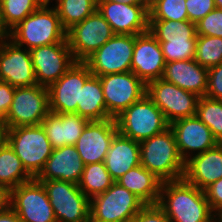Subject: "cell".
Listing matches in <instances>:
<instances>
[{
  "label": "cell",
  "mask_w": 222,
  "mask_h": 222,
  "mask_svg": "<svg viewBox=\"0 0 222 222\" xmlns=\"http://www.w3.org/2000/svg\"><path fill=\"white\" fill-rule=\"evenodd\" d=\"M157 205L171 222H214L217 218L204 191L184 178L162 182Z\"/></svg>",
  "instance_id": "cell-1"
},
{
  "label": "cell",
  "mask_w": 222,
  "mask_h": 222,
  "mask_svg": "<svg viewBox=\"0 0 222 222\" xmlns=\"http://www.w3.org/2000/svg\"><path fill=\"white\" fill-rule=\"evenodd\" d=\"M140 164L162 182L182 179L185 162L180 157L170 126L140 142Z\"/></svg>",
  "instance_id": "cell-2"
},
{
  "label": "cell",
  "mask_w": 222,
  "mask_h": 222,
  "mask_svg": "<svg viewBox=\"0 0 222 222\" xmlns=\"http://www.w3.org/2000/svg\"><path fill=\"white\" fill-rule=\"evenodd\" d=\"M8 38L15 44L31 50L43 45L63 42L66 30L62 27L55 7L43 3L8 32Z\"/></svg>",
  "instance_id": "cell-3"
},
{
  "label": "cell",
  "mask_w": 222,
  "mask_h": 222,
  "mask_svg": "<svg viewBox=\"0 0 222 222\" xmlns=\"http://www.w3.org/2000/svg\"><path fill=\"white\" fill-rule=\"evenodd\" d=\"M7 143L33 178L43 169L53 150L41 124L8 128Z\"/></svg>",
  "instance_id": "cell-4"
},
{
  "label": "cell",
  "mask_w": 222,
  "mask_h": 222,
  "mask_svg": "<svg viewBox=\"0 0 222 222\" xmlns=\"http://www.w3.org/2000/svg\"><path fill=\"white\" fill-rule=\"evenodd\" d=\"M115 120L118 132L137 142L161 133L169 127L162 111L147 94L125 109Z\"/></svg>",
  "instance_id": "cell-5"
},
{
  "label": "cell",
  "mask_w": 222,
  "mask_h": 222,
  "mask_svg": "<svg viewBox=\"0 0 222 222\" xmlns=\"http://www.w3.org/2000/svg\"><path fill=\"white\" fill-rule=\"evenodd\" d=\"M144 206L132 192L114 182L105 192L90 199V222L133 220Z\"/></svg>",
  "instance_id": "cell-6"
},
{
  "label": "cell",
  "mask_w": 222,
  "mask_h": 222,
  "mask_svg": "<svg viewBox=\"0 0 222 222\" xmlns=\"http://www.w3.org/2000/svg\"><path fill=\"white\" fill-rule=\"evenodd\" d=\"M43 184L57 222H90V199L75 183L60 180Z\"/></svg>",
  "instance_id": "cell-7"
},
{
  "label": "cell",
  "mask_w": 222,
  "mask_h": 222,
  "mask_svg": "<svg viewBox=\"0 0 222 222\" xmlns=\"http://www.w3.org/2000/svg\"><path fill=\"white\" fill-rule=\"evenodd\" d=\"M49 112L47 87L38 84L15 87L13 100L3 122L7 128L39 125Z\"/></svg>",
  "instance_id": "cell-8"
},
{
  "label": "cell",
  "mask_w": 222,
  "mask_h": 222,
  "mask_svg": "<svg viewBox=\"0 0 222 222\" xmlns=\"http://www.w3.org/2000/svg\"><path fill=\"white\" fill-rule=\"evenodd\" d=\"M114 35L98 9L66 31L69 48L76 62H85Z\"/></svg>",
  "instance_id": "cell-9"
},
{
  "label": "cell",
  "mask_w": 222,
  "mask_h": 222,
  "mask_svg": "<svg viewBox=\"0 0 222 222\" xmlns=\"http://www.w3.org/2000/svg\"><path fill=\"white\" fill-rule=\"evenodd\" d=\"M9 206L22 222H57L47 192L35 178L9 191Z\"/></svg>",
  "instance_id": "cell-10"
},
{
  "label": "cell",
  "mask_w": 222,
  "mask_h": 222,
  "mask_svg": "<svg viewBox=\"0 0 222 222\" xmlns=\"http://www.w3.org/2000/svg\"><path fill=\"white\" fill-rule=\"evenodd\" d=\"M146 94L162 111L169 124L181 118L196 116L200 97L163 78L149 82Z\"/></svg>",
  "instance_id": "cell-11"
},
{
  "label": "cell",
  "mask_w": 222,
  "mask_h": 222,
  "mask_svg": "<svg viewBox=\"0 0 222 222\" xmlns=\"http://www.w3.org/2000/svg\"><path fill=\"white\" fill-rule=\"evenodd\" d=\"M99 78L107 113L114 119L146 95L147 85L131 71L106 74Z\"/></svg>",
  "instance_id": "cell-12"
},
{
  "label": "cell",
  "mask_w": 222,
  "mask_h": 222,
  "mask_svg": "<svg viewBox=\"0 0 222 222\" xmlns=\"http://www.w3.org/2000/svg\"><path fill=\"white\" fill-rule=\"evenodd\" d=\"M135 35L115 34L96 50L85 63L92 75L125 73L131 71Z\"/></svg>",
  "instance_id": "cell-13"
},
{
  "label": "cell",
  "mask_w": 222,
  "mask_h": 222,
  "mask_svg": "<svg viewBox=\"0 0 222 222\" xmlns=\"http://www.w3.org/2000/svg\"><path fill=\"white\" fill-rule=\"evenodd\" d=\"M37 84L49 87L76 62L67 38L60 43L43 45L30 50Z\"/></svg>",
  "instance_id": "cell-14"
},
{
  "label": "cell",
  "mask_w": 222,
  "mask_h": 222,
  "mask_svg": "<svg viewBox=\"0 0 222 222\" xmlns=\"http://www.w3.org/2000/svg\"><path fill=\"white\" fill-rule=\"evenodd\" d=\"M92 75L85 62H75L48 89L49 111L58 114L76 113L77 103H80V89Z\"/></svg>",
  "instance_id": "cell-15"
},
{
  "label": "cell",
  "mask_w": 222,
  "mask_h": 222,
  "mask_svg": "<svg viewBox=\"0 0 222 222\" xmlns=\"http://www.w3.org/2000/svg\"><path fill=\"white\" fill-rule=\"evenodd\" d=\"M0 81L14 87L37 84L30 50L23 49L8 37L0 40Z\"/></svg>",
  "instance_id": "cell-16"
},
{
  "label": "cell",
  "mask_w": 222,
  "mask_h": 222,
  "mask_svg": "<svg viewBox=\"0 0 222 222\" xmlns=\"http://www.w3.org/2000/svg\"><path fill=\"white\" fill-rule=\"evenodd\" d=\"M98 11L114 34L138 35L148 31L149 11L146 4H125L98 0Z\"/></svg>",
  "instance_id": "cell-17"
},
{
  "label": "cell",
  "mask_w": 222,
  "mask_h": 222,
  "mask_svg": "<svg viewBox=\"0 0 222 222\" xmlns=\"http://www.w3.org/2000/svg\"><path fill=\"white\" fill-rule=\"evenodd\" d=\"M118 127L114 118L89 121L75 143L82 162L86 164L104 162Z\"/></svg>",
  "instance_id": "cell-18"
},
{
  "label": "cell",
  "mask_w": 222,
  "mask_h": 222,
  "mask_svg": "<svg viewBox=\"0 0 222 222\" xmlns=\"http://www.w3.org/2000/svg\"><path fill=\"white\" fill-rule=\"evenodd\" d=\"M169 126L174 133L178 153L184 162L218 144L211 130L197 116L175 120Z\"/></svg>",
  "instance_id": "cell-19"
},
{
  "label": "cell",
  "mask_w": 222,
  "mask_h": 222,
  "mask_svg": "<svg viewBox=\"0 0 222 222\" xmlns=\"http://www.w3.org/2000/svg\"><path fill=\"white\" fill-rule=\"evenodd\" d=\"M165 65L161 45L150 31L135 35L131 72L147 85L163 77Z\"/></svg>",
  "instance_id": "cell-20"
},
{
  "label": "cell",
  "mask_w": 222,
  "mask_h": 222,
  "mask_svg": "<svg viewBox=\"0 0 222 222\" xmlns=\"http://www.w3.org/2000/svg\"><path fill=\"white\" fill-rule=\"evenodd\" d=\"M85 164L74 145H65L52 150L43 169L35 177L38 181L60 180L78 185Z\"/></svg>",
  "instance_id": "cell-21"
},
{
  "label": "cell",
  "mask_w": 222,
  "mask_h": 222,
  "mask_svg": "<svg viewBox=\"0 0 222 222\" xmlns=\"http://www.w3.org/2000/svg\"><path fill=\"white\" fill-rule=\"evenodd\" d=\"M183 178L198 189L204 191L222 178V143L201 154L191 156L185 162Z\"/></svg>",
  "instance_id": "cell-22"
},
{
  "label": "cell",
  "mask_w": 222,
  "mask_h": 222,
  "mask_svg": "<svg viewBox=\"0 0 222 222\" xmlns=\"http://www.w3.org/2000/svg\"><path fill=\"white\" fill-rule=\"evenodd\" d=\"M162 78L199 97L205 96L208 87V69L195 59L166 63Z\"/></svg>",
  "instance_id": "cell-23"
},
{
  "label": "cell",
  "mask_w": 222,
  "mask_h": 222,
  "mask_svg": "<svg viewBox=\"0 0 222 222\" xmlns=\"http://www.w3.org/2000/svg\"><path fill=\"white\" fill-rule=\"evenodd\" d=\"M89 121L78 114H58L49 111L41 122L53 149L75 145Z\"/></svg>",
  "instance_id": "cell-24"
},
{
  "label": "cell",
  "mask_w": 222,
  "mask_h": 222,
  "mask_svg": "<svg viewBox=\"0 0 222 222\" xmlns=\"http://www.w3.org/2000/svg\"><path fill=\"white\" fill-rule=\"evenodd\" d=\"M140 156V142L118 132L111 142L104 164L116 182L130 169L140 165Z\"/></svg>",
  "instance_id": "cell-25"
},
{
  "label": "cell",
  "mask_w": 222,
  "mask_h": 222,
  "mask_svg": "<svg viewBox=\"0 0 222 222\" xmlns=\"http://www.w3.org/2000/svg\"><path fill=\"white\" fill-rule=\"evenodd\" d=\"M116 182L132 192L145 205H155L159 201L162 181L141 164L130 169Z\"/></svg>",
  "instance_id": "cell-26"
},
{
  "label": "cell",
  "mask_w": 222,
  "mask_h": 222,
  "mask_svg": "<svg viewBox=\"0 0 222 222\" xmlns=\"http://www.w3.org/2000/svg\"><path fill=\"white\" fill-rule=\"evenodd\" d=\"M88 121H100L112 118L106 109L100 78L91 75L80 89V103L76 113Z\"/></svg>",
  "instance_id": "cell-27"
},
{
  "label": "cell",
  "mask_w": 222,
  "mask_h": 222,
  "mask_svg": "<svg viewBox=\"0 0 222 222\" xmlns=\"http://www.w3.org/2000/svg\"><path fill=\"white\" fill-rule=\"evenodd\" d=\"M32 179L33 177L25 170L21 160L6 142L0 148V185L10 191Z\"/></svg>",
  "instance_id": "cell-28"
},
{
  "label": "cell",
  "mask_w": 222,
  "mask_h": 222,
  "mask_svg": "<svg viewBox=\"0 0 222 222\" xmlns=\"http://www.w3.org/2000/svg\"><path fill=\"white\" fill-rule=\"evenodd\" d=\"M148 30L158 42L188 41L197 38L196 24L188 20H149Z\"/></svg>",
  "instance_id": "cell-29"
},
{
  "label": "cell",
  "mask_w": 222,
  "mask_h": 222,
  "mask_svg": "<svg viewBox=\"0 0 222 222\" xmlns=\"http://www.w3.org/2000/svg\"><path fill=\"white\" fill-rule=\"evenodd\" d=\"M114 182L104 162H99L85 165L78 186L91 199L105 192Z\"/></svg>",
  "instance_id": "cell-30"
},
{
  "label": "cell",
  "mask_w": 222,
  "mask_h": 222,
  "mask_svg": "<svg viewBox=\"0 0 222 222\" xmlns=\"http://www.w3.org/2000/svg\"><path fill=\"white\" fill-rule=\"evenodd\" d=\"M56 3L55 9L66 31L82 22L98 7V0H56Z\"/></svg>",
  "instance_id": "cell-31"
},
{
  "label": "cell",
  "mask_w": 222,
  "mask_h": 222,
  "mask_svg": "<svg viewBox=\"0 0 222 222\" xmlns=\"http://www.w3.org/2000/svg\"><path fill=\"white\" fill-rule=\"evenodd\" d=\"M43 3V0H0V18L5 31L8 33Z\"/></svg>",
  "instance_id": "cell-32"
},
{
  "label": "cell",
  "mask_w": 222,
  "mask_h": 222,
  "mask_svg": "<svg viewBox=\"0 0 222 222\" xmlns=\"http://www.w3.org/2000/svg\"><path fill=\"white\" fill-rule=\"evenodd\" d=\"M196 116L207 125L218 143H222V101L200 97Z\"/></svg>",
  "instance_id": "cell-33"
},
{
  "label": "cell",
  "mask_w": 222,
  "mask_h": 222,
  "mask_svg": "<svg viewBox=\"0 0 222 222\" xmlns=\"http://www.w3.org/2000/svg\"><path fill=\"white\" fill-rule=\"evenodd\" d=\"M195 60L205 68L222 63V38L197 35Z\"/></svg>",
  "instance_id": "cell-34"
},
{
  "label": "cell",
  "mask_w": 222,
  "mask_h": 222,
  "mask_svg": "<svg viewBox=\"0 0 222 222\" xmlns=\"http://www.w3.org/2000/svg\"><path fill=\"white\" fill-rule=\"evenodd\" d=\"M186 0H160L149 11V20L186 21Z\"/></svg>",
  "instance_id": "cell-35"
},
{
  "label": "cell",
  "mask_w": 222,
  "mask_h": 222,
  "mask_svg": "<svg viewBox=\"0 0 222 222\" xmlns=\"http://www.w3.org/2000/svg\"><path fill=\"white\" fill-rule=\"evenodd\" d=\"M159 43L161 45L166 63L195 59L197 38H192L188 41H166Z\"/></svg>",
  "instance_id": "cell-36"
},
{
  "label": "cell",
  "mask_w": 222,
  "mask_h": 222,
  "mask_svg": "<svg viewBox=\"0 0 222 222\" xmlns=\"http://www.w3.org/2000/svg\"><path fill=\"white\" fill-rule=\"evenodd\" d=\"M197 35L222 38V9L215 8L196 23Z\"/></svg>",
  "instance_id": "cell-37"
},
{
  "label": "cell",
  "mask_w": 222,
  "mask_h": 222,
  "mask_svg": "<svg viewBox=\"0 0 222 222\" xmlns=\"http://www.w3.org/2000/svg\"><path fill=\"white\" fill-rule=\"evenodd\" d=\"M185 5L188 21L194 24L216 8L214 0H186Z\"/></svg>",
  "instance_id": "cell-38"
},
{
  "label": "cell",
  "mask_w": 222,
  "mask_h": 222,
  "mask_svg": "<svg viewBox=\"0 0 222 222\" xmlns=\"http://www.w3.org/2000/svg\"><path fill=\"white\" fill-rule=\"evenodd\" d=\"M205 97L222 101V63L208 69V87Z\"/></svg>",
  "instance_id": "cell-39"
},
{
  "label": "cell",
  "mask_w": 222,
  "mask_h": 222,
  "mask_svg": "<svg viewBox=\"0 0 222 222\" xmlns=\"http://www.w3.org/2000/svg\"><path fill=\"white\" fill-rule=\"evenodd\" d=\"M135 222H171L157 205H145L133 219Z\"/></svg>",
  "instance_id": "cell-40"
},
{
  "label": "cell",
  "mask_w": 222,
  "mask_h": 222,
  "mask_svg": "<svg viewBox=\"0 0 222 222\" xmlns=\"http://www.w3.org/2000/svg\"><path fill=\"white\" fill-rule=\"evenodd\" d=\"M205 196L213 212H222V178L204 190Z\"/></svg>",
  "instance_id": "cell-41"
},
{
  "label": "cell",
  "mask_w": 222,
  "mask_h": 222,
  "mask_svg": "<svg viewBox=\"0 0 222 222\" xmlns=\"http://www.w3.org/2000/svg\"><path fill=\"white\" fill-rule=\"evenodd\" d=\"M15 87L9 83L0 81V119L4 120L11 106Z\"/></svg>",
  "instance_id": "cell-42"
},
{
  "label": "cell",
  "mask_w": 222,
  "mask_h": 222,
  "mask_svg": "<svg viewBox=\"0 0 222 222\" xmlns=\"http://www.w3.org/2000/svg\"><path fill=\"white\" fill-rule=\"evenodd\" d=\"M0 222H22L16 212L8 205L0 210Z\"/></svg>",
  "instance_id": "cell-43"
},
{
  "label": "cell",
  "mask_w": 222,
  "mask_h": 222,
  "mask_svg": "<svg viewBox=\"0 0 222 222\" xmlns=\"http://www.w3.org/2000/svg\"><path fill=\"white\" fill-rule=\"evenodd\" d=\"M9 205V191L0 185V210L5 209Z\"/></svg>",
  "instance_id": "cell-44"
},
{
  "label": "cell",
  "mask_w": 222,
  "mask_h": 222,
  "mask_svg": "<svg viewBox=\"0 0 222 222\" xmlns=\"http://www.w3.org/2000/svg\"><path fill=\"white\" fill-rule=\"evenodd\" d=\"M7 131L6 124L0 119V148L7 142Z\"/></svg>",
  "instance_id": "cell-45"
},
{
  "label": "cell",
  "mask_w": 222,
  "mask_h": 222,
  "mask_svg": "<svg viewBox=\"0 0 222 222\" xmlns=\"http://www.w3.org/2000/svg\"><path fill=\"white\" fill-rule=\"evenodd\" d=\"M110 1H113V2H117V3H125V4H131V5H134V4H145L144 0H110Z\"/></svg>",
  "instance_id": "cell-46"
},
{
  "label": "cell",
  "mask_w": 222,
  "mask_h": 222,
  "mask_svg": "<svg viewBox=\"0 0 222 222\" xmlns=\"http://www.w3.org/2000/svg\"><path fill=\"white\" fill-rule=\"evenodd\" d=\"M6 37H8V33L3 28L1 18H0V40H2L3 38H6Z\"/></svg>",
  "instance_id": "cell-47"
},
{
  "label": "cell",
  "mask_w": 222,
  "mask_h": 222,
  "mask_svg": "<svg viewBox=\"0 0 222 222\" xmlns=\"http://www.w3.org/2000/svg\"><path fill=\"white\" fill-rule=\"evenodd\" d=\"M158 1H160V0H144L148 10Z\"/></svg>",
  "instance_id": "cell-48"
},
{
  "label": "cell",
  "mask_w": 222,
  "mask_h": 222,
  "mask_svg": "<svg viewBox=\"0 0 222 222\" xmlns=\"http://www.w3.org/2000/svg\"><path fill=\"white\" fill-rule=\"evenodd\" d=\"M215 6L218 9H222V0H214Z\"/></svg>",
  "instance_id": "cell-49"
},
{
  "label": "cell",
  "mask_w": 222,
  "mask_h": 222,
  "mask_svg": "<svg viewBox=\"0 0 222 222\" xmlns=\"http://www.w3.org/2000/svg\"><path fill=\"white\" fill-rule=\"evenodd\" d=\"M217 216V218L222 222V212H220Z\"/></svg>",
  "instance_id": "cell-50"
},
{
  "label": "cell",
  "mask_w": 222,
  "mask_h": 222,
  "mask_svg": "<svg viewBox=\"0 0 222 222\" xmlns=\"http://www.w3.org/2000/svg\"><path fill=\"white\" fill-rule=\"evenodd\" d=\"M51 0H43L44 3H50ZM53 1V0H52Z\"/></svg>",
  "instance_id": "cell-51"
},
{
  "label": "cell",
  "mask_w": 222,
  "mask_h": 222,
  "mask_svg": "<svg viewBox=\"0 0 222 222\" xmlns=\"http://www.w3.org/2000/svg\"><path fill=\"white\" fill-rule=\"evenodd\" d=\"M216 220H217L218 222H221L218 218H216L214 222H217Z\"/></svg>",
  "instance_id": "cell-52"
}]
</instances>
